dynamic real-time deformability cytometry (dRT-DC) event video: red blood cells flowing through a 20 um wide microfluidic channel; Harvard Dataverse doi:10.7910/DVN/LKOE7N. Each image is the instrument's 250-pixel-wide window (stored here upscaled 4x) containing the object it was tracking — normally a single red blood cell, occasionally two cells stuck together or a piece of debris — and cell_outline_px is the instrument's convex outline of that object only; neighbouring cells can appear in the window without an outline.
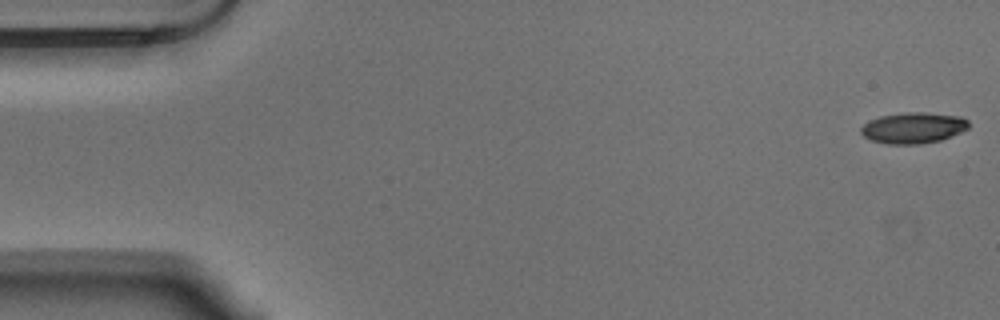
{"species": "Egyptian fruit bat (a non-hibernating species)", "species_latin": "Rousettus aegyptiacus", "temperature_condition": "warm", "stored_images_in_passage": 55, "camera_frame_rate_fps": 3000, "um_per_image_px": 0.085, "animal": {"sex": "male"}, "frame": {"image": 1, "passage_image": 1, "time_ms": 0.0, "image_size_px": [1000, 320], "cell_outline_px": [[968, 128], [960, 132], [940, 140], [920, 144], [888, 144], [872, 140], [864, 136], [860, 132], [860, 128], [868, 120], [880, 116], [908, 112], [924, 112], [960, 116], [968, 120]], "centroid_in_image_um": [77.61, 10.86], "position_along_channel_um": 7.4, "area_um2": 19.36}}
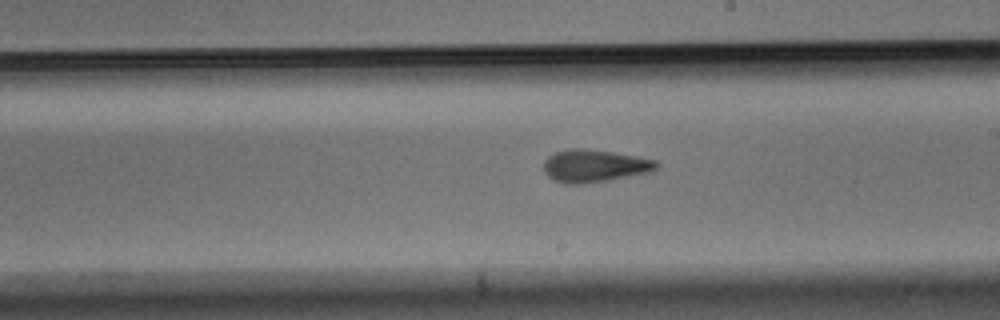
{"frame": {"image": 2, "passage_image": 31, "time_ms": 10.0, "image_size_px": [1000, 320], "cell_outline_px": [[660, 164], [656, 168], [648, 172], [608, 180], [580, 184], [564, 184], [548, 176], [544, 172], [544, 160], [548, 156], [556, 152], [568, 148], [584, 148], [612, 152], [636, 156], [656, 160]], "centroid_in_image_um": [50.5, 14.09], "position_along_channel_um": 238.5, "area_um2": 21.27}}
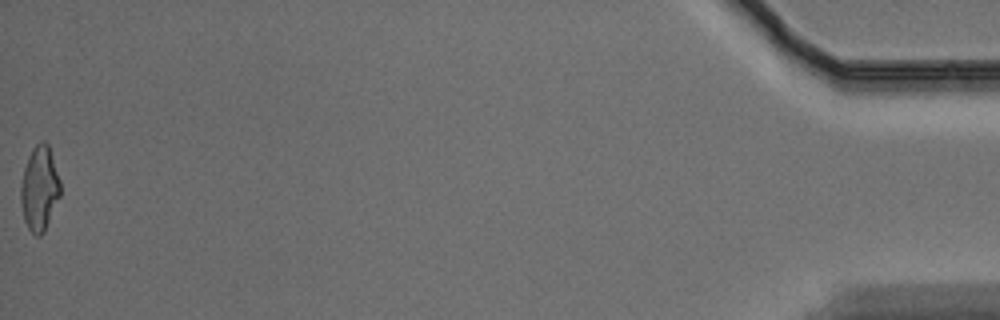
{"frame": {"image": 3, "passage_image": 55, "time_ms": 18.0, "image_size_px": [1000, 320], "cell_outline_px": [[60, 196], [44, 232], [40, 236], [36, 236], [28, 228], [24, 220], [20, 200], [20, 184], [24, 168], [28, 156], [32, 148], [40, 140], [44, 140], [48, 144], [60, 180]], "centroid_in_image_um": [3.34, 16.01], "position_along_channel_um": 431.9, "area_um2": 19.59}, "authors_computed_cell_mechanics": {"area_um2": 19.9988, "velocity_mm_per_s": 3.6811, "shape_relaxation_time_tau1_ms": null, "shape_relaxation_time_tau2_ms": 2.9462, "deformation_change_tau1": null, "deformation_change_tau2": 0.1261}}